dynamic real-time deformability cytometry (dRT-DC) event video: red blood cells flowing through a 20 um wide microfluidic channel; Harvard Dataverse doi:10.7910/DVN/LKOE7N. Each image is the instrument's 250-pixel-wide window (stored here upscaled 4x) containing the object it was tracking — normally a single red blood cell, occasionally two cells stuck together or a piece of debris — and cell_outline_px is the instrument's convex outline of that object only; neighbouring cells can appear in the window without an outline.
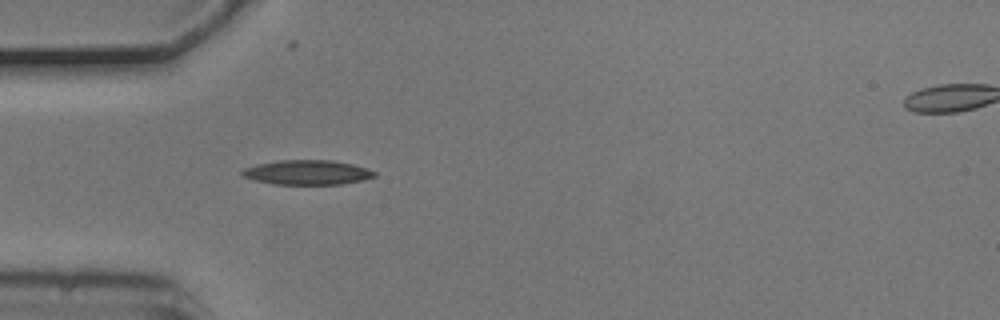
{"species": "common noctule bat (a hibernating species)", "species_latin": "Nyctalus noctula", "temperature_condition": "cold", "stored_images_in_passage": 5, "segment_of_instrument_passage": [1, 2], "camera_frame_rate_fps": 3000, "um_per_image_px": 0.085, "animal": {"sex": "male", "body_mass_g": 20.5, "forearm_length_mm": 52.5}, "frame": {"image": 1, "passage_image": 4, "time_ms": 1.0, "image_size_px": [1000, 320], "cell_outline_px": [[376, 176], [364, 180], [340, 184], [276, 184], [256, 180], [244, 176], [240, 172], [244, 168], [256, 164], [276, 160], [332, 160], [352, 164], [376, 172]], "centroid_in_image_um": [26.11, 14.64], "position_along_channel_um": 58.9, "area_um2": 18.84}}